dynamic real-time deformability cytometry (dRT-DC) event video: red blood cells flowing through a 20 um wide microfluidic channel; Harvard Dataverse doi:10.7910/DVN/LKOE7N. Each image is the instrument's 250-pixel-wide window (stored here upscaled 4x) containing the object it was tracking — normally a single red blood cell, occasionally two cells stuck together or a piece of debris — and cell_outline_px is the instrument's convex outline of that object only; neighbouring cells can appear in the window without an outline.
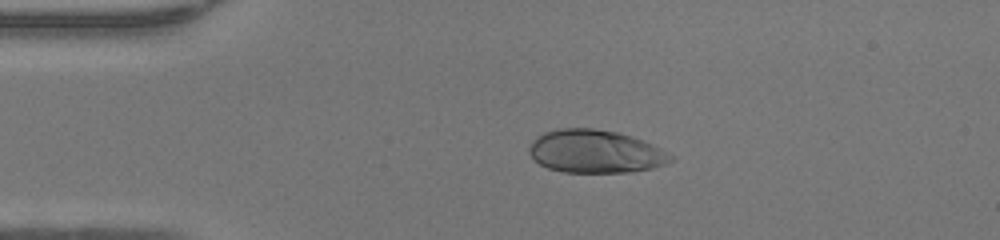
{"species": "human", "species_latin": "Homo sapiens", "temperature_condition": "warm", "stored_images_in_passage": 39, "camera_frame_rate_fps": 3000, "um_per_image_px": 0.085, "donor": {"sex": "female"}, "frame": {"image": 1, "passage_image": 1, "time_ms": 0.0, "image_size_px": [1000, 240], "cell_outline_px": [[676, 160], [652, 168], [632, 172], [560, 172], [548, 168], [540, 164], [528, 152], [528, 148], [532, 140], [536, 136], [544, 132], [560, 128], [592, 128], [616, 132], [632, 136], [644, 140], [676, 156]], "centroid_in_image_um": [50.62, 12.87], "position_along_channel_um": 34.4, "area_um2": 35.78}}
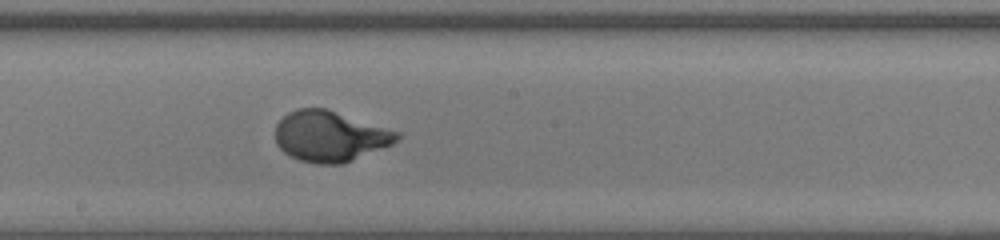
{"frame": {"image": 2, "passage_image": 17, "time_ms": 5.333, "image_size_px": [1000, 240], "cell_outline_px": [[400, 140], [392, 144], [344, 164], [316, 164], [300, 160], [284, 152], [276, 144], [276, 124], [288, 112], [296, 108], [328, 108], [400, 132]], "centroid_in_image_um": [28.07, 11.57], "position_along_channel_um": 220.1, "area_um2": 36.13}}
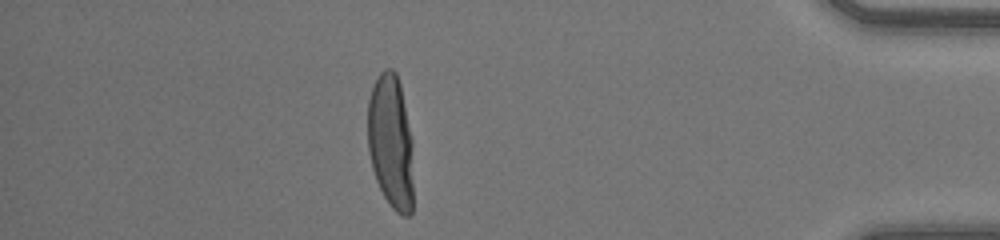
{"frame": {"image": 3, "passage_image": 33, "time_ms": 10.667, "image_size_px": [1000, 240], "cell_outline_px": [[412, 212], [408, 216], [404, 216], [396, 212], [392, 208], [384, 196], [376, 180], [372, 168], [368, 152], [368, 100], [372, 88], [380, 72], [384, 68], [392, 68], [396, 72], [400, 84], [412, 140]], "centroid_in_image_um": [33.21, 12.06], "position_along_channel_um": 402.0, "area_um2": 35.78}, "authors_computed_cell_mechanics": {"area_um2": 35.258, "velocity_mm_per_s": 4.2757, "shape_relaxation_time_tau1_ms": 3.1011, "shape_relaxation_time_tau2_ms": null, "deformation_change_tau1": 0.2433, "deformation_change_tau2": null}}